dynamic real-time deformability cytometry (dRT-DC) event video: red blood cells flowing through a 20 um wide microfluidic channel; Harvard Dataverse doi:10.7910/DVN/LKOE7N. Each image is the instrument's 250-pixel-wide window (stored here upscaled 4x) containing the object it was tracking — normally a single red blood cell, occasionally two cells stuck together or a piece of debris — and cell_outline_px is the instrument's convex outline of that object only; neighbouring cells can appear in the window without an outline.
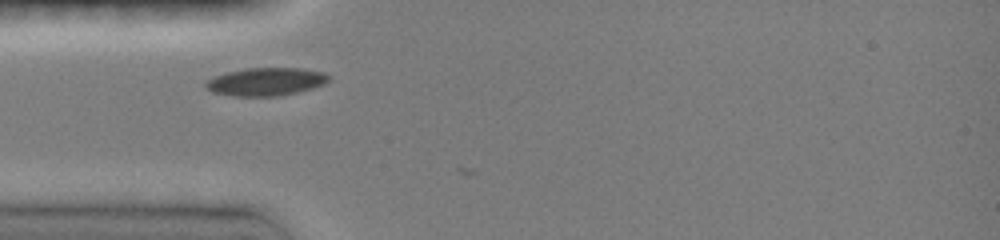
{"species": "common noctule bat (a hibernating species)", "species_latin": "Nyctalus noctula", "temperature_condition": "room temperature", "stored_images_in_passage": 4, "camera_frame_rate_fps": 3000, "um_per_image_px": 0.085, "animal": {"sex": "female", "body_mass_g": 19.0, "forearm_length_mm": 51.5}, "frame": {"image": 1, "passage_image": 3, "time_ms": 0.667, "image_size_px": [1000, 240], "cell_outline_px": [[332, 76], [324, 84], [312, 88], [296, 92], [276, 96], [232, 96], [212, 92], [204, 88], [204, 84], [212, 76], [224, 72], [244, 68], [300, 68], [324, 72]], "centroid_in_image_um": [22.55, 6.93], "position_along_channel_um": 62.4, "area_um2": 20.29}}